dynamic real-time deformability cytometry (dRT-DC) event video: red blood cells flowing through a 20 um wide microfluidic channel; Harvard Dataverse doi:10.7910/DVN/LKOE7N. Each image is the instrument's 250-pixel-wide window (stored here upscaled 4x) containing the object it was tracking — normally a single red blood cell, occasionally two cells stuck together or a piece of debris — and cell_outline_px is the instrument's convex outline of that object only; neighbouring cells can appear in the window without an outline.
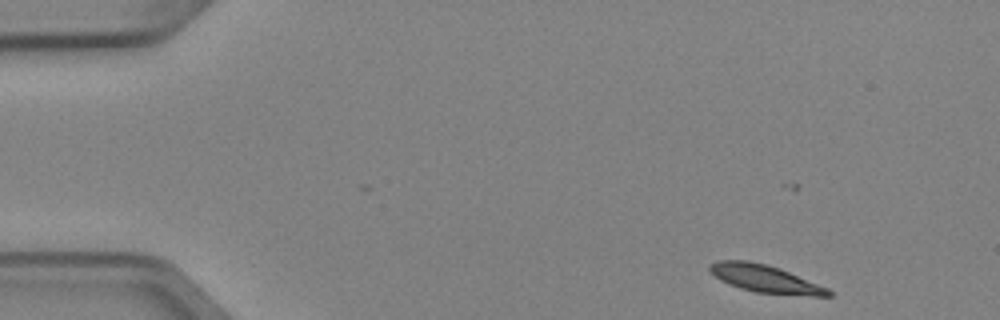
{"species": "Egyptian fruit bat (a non-hibernating species)", "species_latin": "Rousettus aegyptiacus", "temperature_condition": "cold", "stored_images_in_passage": 5, "segment_of_instrument_passage": [1, 2], "camera_frame_rate_fps": 3000, "um_per_image_px": 0.085, "animal": {"sex": "female"}, "frame": {"image": 1, "passage_image": 1, "time_ms": 0.0, "image_size_px": [1000, 320], "cell_outline_px": [[832, 296], [812, 296], [756, 292], [740, 288], [728, 284], [720, 280], [708, 268], [708, 264], [720, 260], [748, 260], [780, 268], [828, 288], [832, 292]], "centroid_in_image_um": [65.04, 23.69], "position_along_channel_um": 20.0, "area_um2": 18.96}}
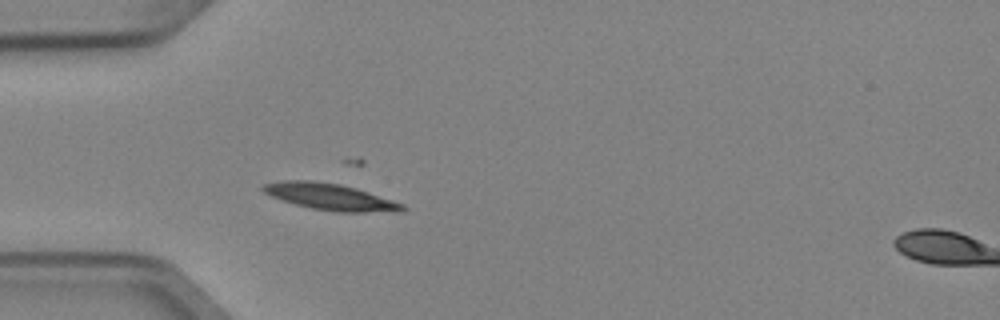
{"frame": {"image": 2, "passage_image": 4, "time_ms": 1.0, "image_size_px": [1000, 320], "cell_outline_px": [[408, 208], [400, 212], [336, 212], [312, 208], [280, 200], [264, 192], [260, 188], [264, 184], [284, 180], [312, 180], [340, 184], [356, 188], [404, 204]], "centroid_in_image_um": [28.09, 16.73], "position_along_channel_um": 56.9, "area_um2": 21.56}}